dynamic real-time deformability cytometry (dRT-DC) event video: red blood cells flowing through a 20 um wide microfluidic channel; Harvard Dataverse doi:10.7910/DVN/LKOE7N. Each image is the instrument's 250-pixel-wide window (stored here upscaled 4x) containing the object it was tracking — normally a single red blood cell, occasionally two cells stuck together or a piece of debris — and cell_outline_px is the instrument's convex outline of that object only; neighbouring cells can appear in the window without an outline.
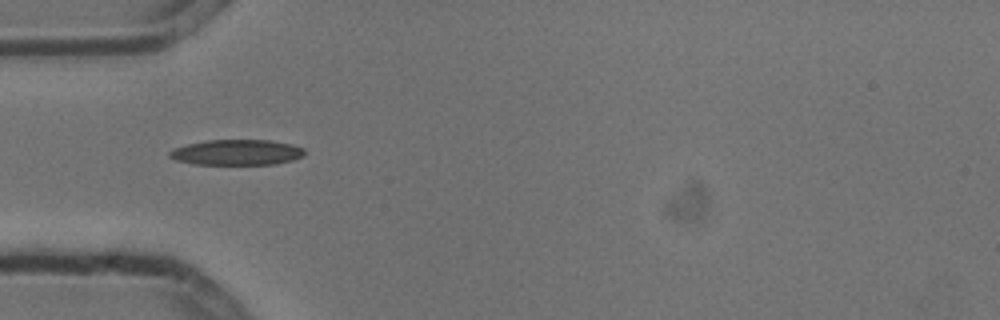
{"species": "common noctule bat (a hibernating species)", "species_latin": "Nyctalus noctula", "temperature_condition": "cold", "stored_images_in_passage": 3, "camera_frame_rate_fps": 3000, "um_per_image_px": 0.085, "animal": {"sex": "male", "body_mass_g": 13.3}, "frame": {"image": 1, "passage_image": 1, "time_ms": 0.0, "image_size_px": [1000, 320], "cell_outline_px": [[304, 156], [292, 160], [276, 164], [192, 164], [176, 160], [168, 156], [168, 152], [172, 148], [188, 144], [208, 140], [272, 140], [292, 144], [304, 148]], "centroid_in_image_um": [20.12, 12.95], "position_along_channel_um": 64.9, "area_um2": 20.17}}
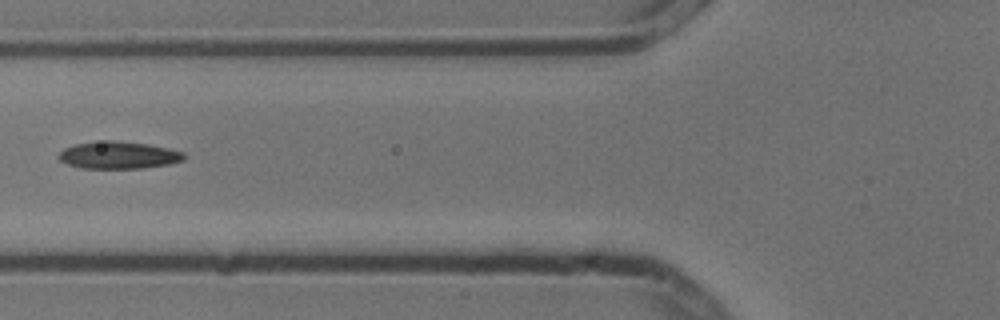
{"frame": {"image": 2, "passage_image": 2, "time_ms": 0.333, "image_size_px": [1000, 320], "cell_outline_px": [[184, 160], [168, 164], [144, 168], [80, 168], [68, 164], [60, 160], [56, 156], [64, 148], [72, 144], [104, 140], [112, 140], [144, 144], [168, 148], [184, 152]], "centroid_in_image_um": [10.03, 13.18], "position_along_channel_um": 115.8, "area_um2": 19.88}}
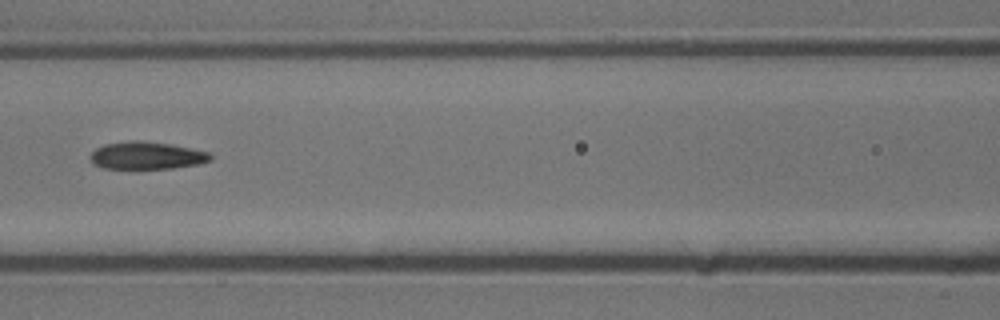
{"frame": {"image": 3, "passage_image": 3, "time_ms": 0.667, "image_size_px": [1000, 320], "cell_outline_px": [[212, 160], [200, 164], [172, 168], [104, 168], [92, 164], [88, 156], [96, 148], [104, 144], [128, 140], [140, 140], [172, 144], [212, 152]], "centroid_in_image_um": [12.48, 13.21], "position_along_channel_um": 154.1, "area_um2": 19.59}}